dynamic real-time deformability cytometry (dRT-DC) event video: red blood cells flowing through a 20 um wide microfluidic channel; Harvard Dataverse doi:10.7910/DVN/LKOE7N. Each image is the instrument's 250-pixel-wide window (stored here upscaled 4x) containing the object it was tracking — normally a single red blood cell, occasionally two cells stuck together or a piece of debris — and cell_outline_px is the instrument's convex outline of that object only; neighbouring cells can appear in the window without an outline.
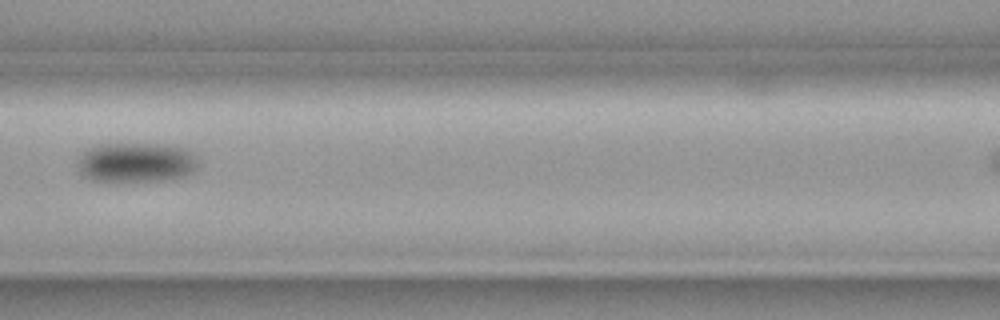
{"species": "common noctule bat (a hibernating species)", "species_latin": "Nyctalus noctula", "temperature_condition": "cold", "stored_images_in_passage": 8, "camera_frame_rate_fps": 3000, "um_per_image_px": 0.085, "animal": {"sex": "female", "body_mass_g": 19.3, "forearm_length_mm": 54.1}, "frame": {"image": 1, "passage_image": 5, "time_ms": 1.333, "image_size_px": [1000, 320], "cell_outline_px": [[196, 168], [192, 172], [184, 176], [164, 180], [116, 184], [92, 180], [84, 176], [76, 168], [76, 156], [84, 148], [100, 144], [164, 144], [180, 148], [192, 152], [196, 160]], "centroid_in_image_um": [11.42, 13.84], "position_along_channel_um": 155.2, "area_um2": 28.96}}
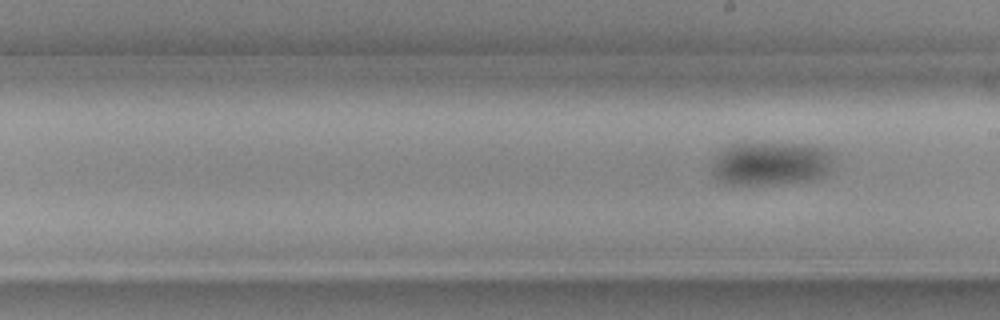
{"frame": {"image": 2, "passage_image": 8, "time_ms": 2.333, "image_size_px": [1000, 320], "cell_outline_px": [[828, 168], [824, 176], [808, 180], [772, 184], [716, 184], [712, 176], [712, 168], [716, 160], [732, 144], [796, 144], [820, 148], [828, 152]], "centroid_in_image_um": [65.41, 13.95], "position_along_channel_um": 223.6, "area_um2": 29.65}}